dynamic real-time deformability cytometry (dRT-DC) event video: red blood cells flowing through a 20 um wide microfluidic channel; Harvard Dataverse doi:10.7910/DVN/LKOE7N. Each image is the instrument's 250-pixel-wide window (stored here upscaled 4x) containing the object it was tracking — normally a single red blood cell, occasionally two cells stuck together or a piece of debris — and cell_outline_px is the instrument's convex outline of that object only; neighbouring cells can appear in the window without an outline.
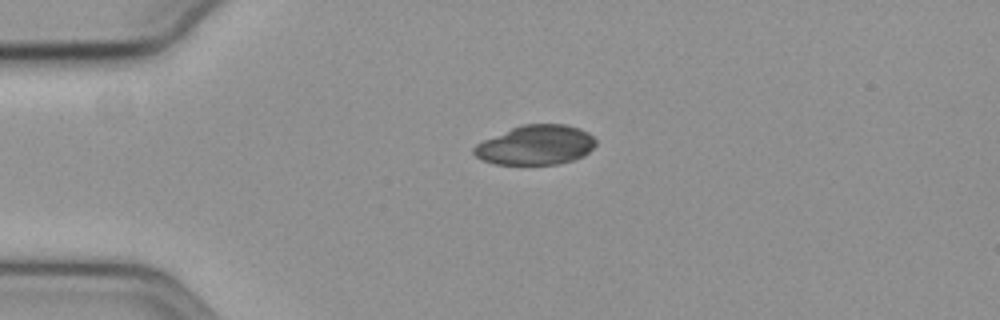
{"species": "common noctule bat (a hibernating species)", "species_latin": "Nyctalus noctula", "temperature_condition": "cold", "stored_images_in_passage": 45, "camera_frame_rate_fps": 3000, "um_per_image_px": 0.085, "animal": {"sex": "female", "body_mass_g": 19.3, "forearm_length_mm": 54.1}, "frame": {"image": 1, "passage_image": 1, "time_ms": 0.0, "image_size_px": [1000, 320], "cell_outline_px": [[596, 144], [584, 156], [572, 160], [556, 164], [496, 164], [480, 160], [472, 152], [472, 148], [476, 144], [484, 140], [512, 128], [524, 124], [564, 124], [580, 128], [588, 132], [596, 140]], "centroid_in_image_um": [45.53, 12.33], "position_along_channel_um": 39.5, "area_um2": 28.03}}
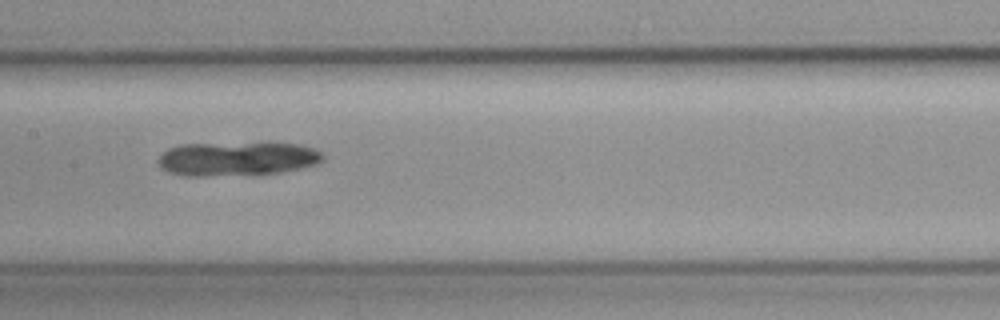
{"frame": {"image": 2, "passage_image": 16, "time_ms": 5.0, "image_size_px": [1000, 320], "cell_outline_px": [[324, 160], [316, 164], [300, 168], [280, 172], [204, 176], [180, 176], [168, 172], [160, 168], [156, 164], [156, 160], [168, 148], [180, 144], [264, 140], [272, 140], [300, 144], [316, 148], [324, 152]], "centroid_in_image_um": [20.18, 13.43], "position_along_channel_um": 187.2, "area_um2": 34.33}}
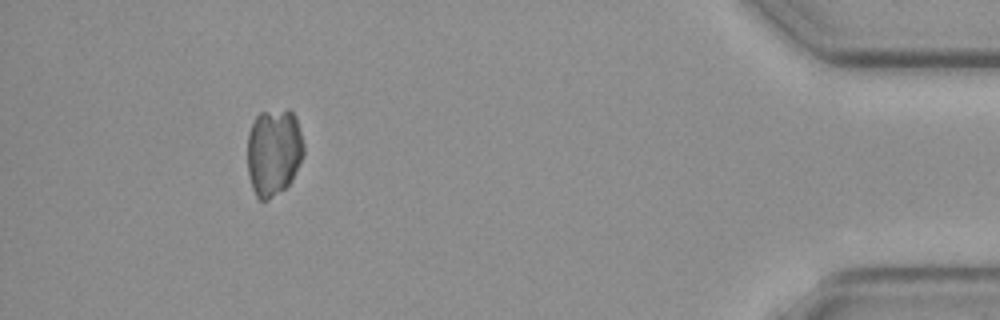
{"frame": {"image": 3, "passage_image": 40, "time_ms": 13.0, "image_size_px": [1000, 320], "cell_outline_px": [[304, 156], [292, 180], [284, 188], [268, 200], [260, 200], [256, 196], [252, 188], [248, 176], [248, 132], [256, 116], [260, 112], [288, 108], [296, 116], [304, 144]], "centroid_in_image_um": [23.27, 12.9], "position_along_channel_um": 411.9, "area_um2": 29.02}}